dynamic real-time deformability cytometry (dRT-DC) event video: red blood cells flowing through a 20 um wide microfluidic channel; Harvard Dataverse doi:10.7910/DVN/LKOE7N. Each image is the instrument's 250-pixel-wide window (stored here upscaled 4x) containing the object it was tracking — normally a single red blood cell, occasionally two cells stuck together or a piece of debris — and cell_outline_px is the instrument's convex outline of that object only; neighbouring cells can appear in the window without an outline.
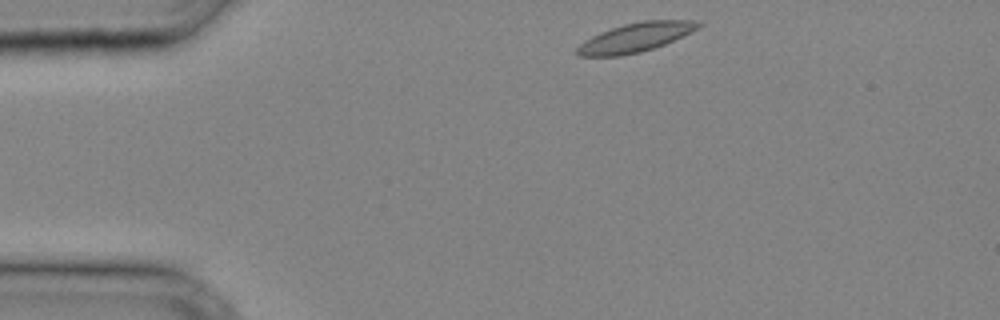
{"species": "common noctule bat (a hibernating species)", "species_latin": "Nyctalus noctula", "temperature_condition": "cold", "stored_images_in_passage": 25, "camera_frame_rate_fps": 3000, "um_per_image_px": 0.085, "animal": {"sex": "male", "body_mass_g": 20.4}, "frame": {"image": 1, "passage_image": 1, "time_ms": 0.0, "image_size_px": [1000, 320], "cell_outline_px": [[704, 24], [692, 32], [664, 44], [640, 52], [620, 56], [580, 56], [576, 52], [576, 48], [584, 40], [600, 32], [624, 24], [644, 20], [692, 20]], "centroid_in_image_um": [54.02, 3.18], "position_along_channel_um": 31.0, "area_um2": 20.4}}
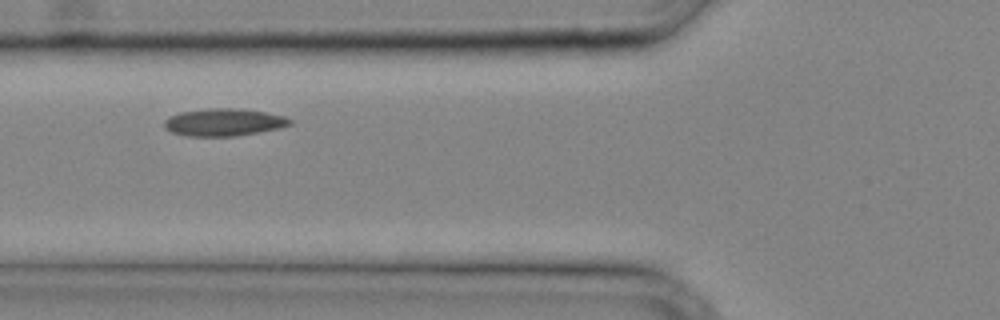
{"frame": {"image": 2, "passage_image": 8, "time_ms": 2.333, "image_size_px": [1000, 320], "cell_outline_px": [[292, 124], [280, 128], [236, 136], [188, 136], [172, 132], [164, 128], [164, 120], [168, 116], [180, 112], [208, 108], [240, 108], [264, 112], [284, 116], [292, 120]], "centroid_in_image_um": [19.01, 10.38], "position_along_channel_um": 106.8, "area_um2": 20.17}}
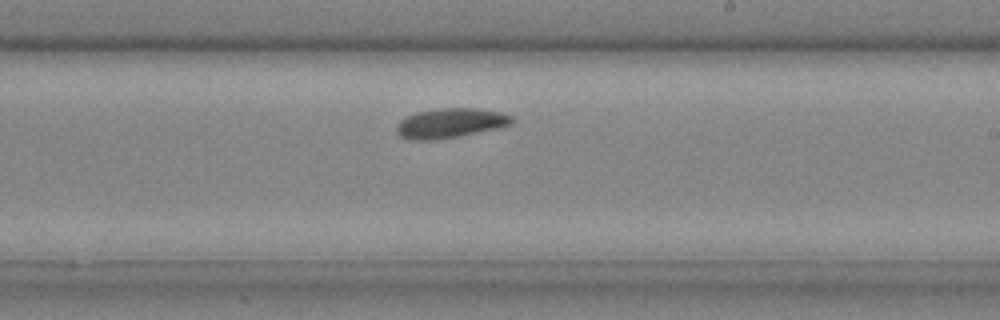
{"frame": {"image": 3, "passage_image": 16, "time_ms": 5.0, "image_size_px": [1000, 320], "cell_outline_px": [[516, 120], [512, 124], [496, 128], [456, 136], [432, 140], [408, 140], [400, 136], [396, 132], [396, 124], [404, 116], [416, 112], [440, 108], [476, 108], [500, 112], [512, 116]], "centroid_in_image_um": [38.23, 10.45], "position_along_channel_um": 250.8, "area_um2": 19.94}}